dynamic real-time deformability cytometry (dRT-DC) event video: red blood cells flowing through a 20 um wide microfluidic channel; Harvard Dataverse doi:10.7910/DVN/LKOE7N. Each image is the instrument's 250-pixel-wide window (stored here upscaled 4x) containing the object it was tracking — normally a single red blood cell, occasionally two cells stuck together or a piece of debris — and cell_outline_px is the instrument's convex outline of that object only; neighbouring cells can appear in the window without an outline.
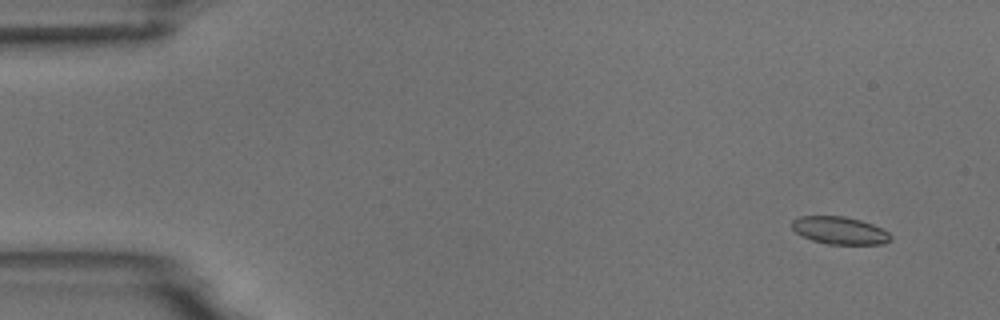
{"species": "common noctule bat (a hibernating species)", "species_latin": "Nyctalus noctula", "temperature_condition": "room temperature", "stored_images_in_passage": 5, "camera_frame_rate_fps": 3000, "um_per_image_px": 0.085, "animal": {"sex": "male", "body_mass_g": 18.8}, "frame": {"image": 1, "passage_image": 1, "time_ms": 0.0, "image_size_px": [1000, 320], "cell_outline_px": [[892, 240], [884, 244], [828, 244], [812, 240], [796, 232], [792, 228], [792, 220], [800, 216], [844, 216], [860, 220], [872, 224], [888, 232], [892, 236]], "centroid_in_image_um": [71.39, 19.59], "position_along_channel_um": 13.6, "area_um2": 15.78}}
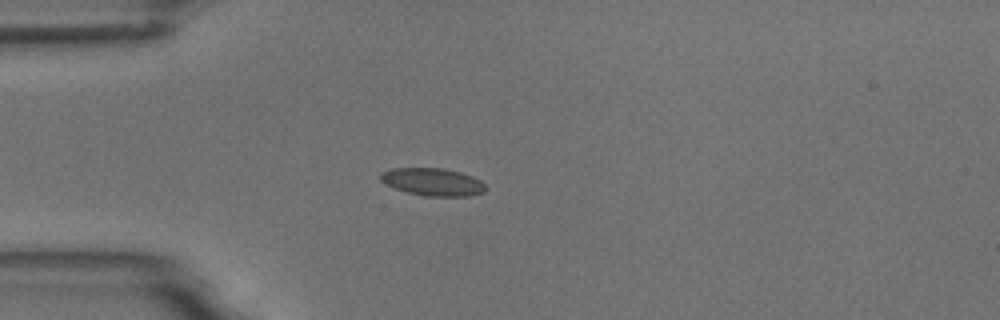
{"frame": {"image": 2, "passage_image": 4, "time_ms": 3.667, "image_size_px": [1000, 320], "cell_outline_px": [[488, 188], [484, 192], [468, 196], [424, 196], [408, 192], [396, 188], [380, 180], [380, 172], [392, 168], [444, 168], [460, 172], [472, 176], [480, 180]], "centroid_in_image_um": [36.81, 15.46], "position_along_channel_um": 48.2, "area_um2": 16.88}}